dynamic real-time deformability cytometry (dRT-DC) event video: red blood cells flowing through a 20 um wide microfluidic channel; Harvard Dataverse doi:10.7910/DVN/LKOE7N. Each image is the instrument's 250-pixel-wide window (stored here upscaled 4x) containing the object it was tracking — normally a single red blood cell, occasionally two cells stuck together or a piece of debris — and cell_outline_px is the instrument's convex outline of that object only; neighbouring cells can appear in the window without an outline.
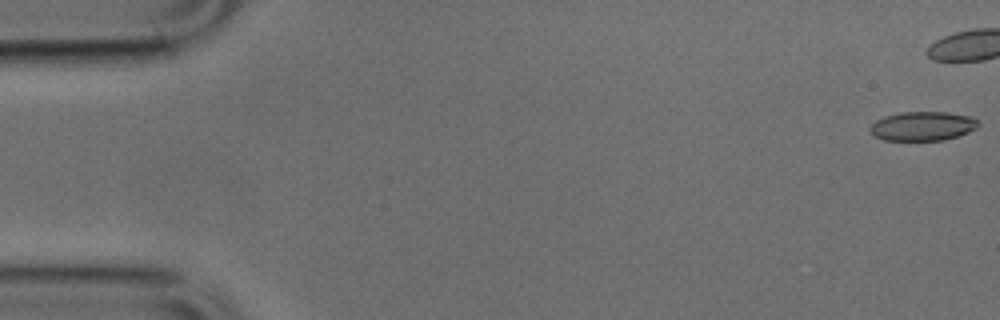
{"species": "common noctule bat (a hibernating species)", "species_latin": "Nyctalus noctula", "temperature_condition": "cold", "stored_images_in_passage": 46, "camera_frame_rate_fps": 3000, "um_per_image_px": 0.085, "animal": {"sex": "male", "body_mass_g": 17.9, "forearm_length_mm": 54.2}, "frame": {"image": 1, "passage_image": 1, "time_ms": 0.0, "image_size_px": [1000, 320], "cell_outline_px": [[980, 124], [976, 128], [968, 132], [944, 140], [884, 140], [876, 136], [872, 132], [872, 124], [876, 120], [884, 116], [900, 112], [948, 112], [972, 116], [980, 120]], "centroid_in_image_um": [78.49, 10.7], "position_along_channel_um": 6.5, "area_um2": 18.32}}
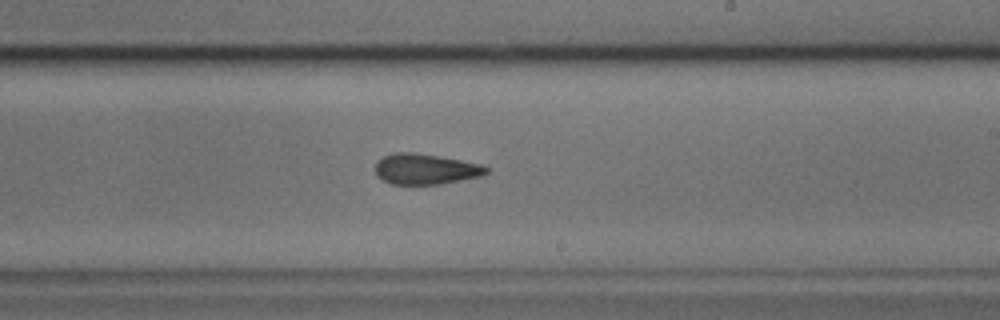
{"frame": {"image": 2, "passage_image": 25, "time_ms": 8.0, "image_size_px": [1000, 320], "cell_outline_px": [[488, 172], [480, 176], [440, 184], [392, 184], [376, 176], [376, 160], [392, 152], [416, 152], [460, 160], [480, 164], [488, 168]], "centroid_in_image_um": [36.12, 14.36], "position_along_channel_um": 252.9, "area_um2": 19.71}}
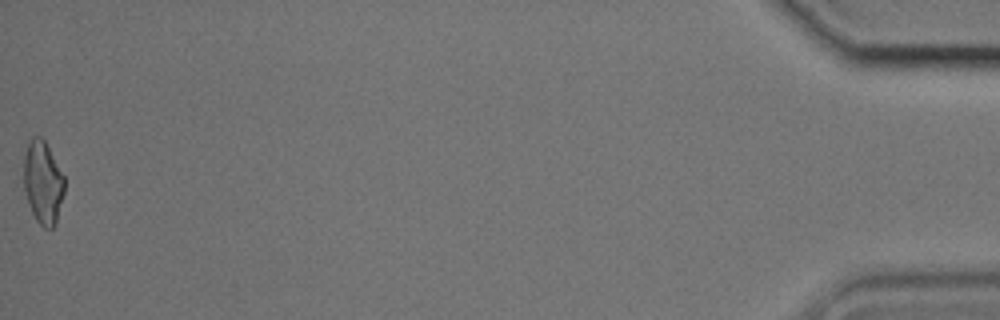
{"frame": {"image": 3, "passage_image": 46, "time_ms": 15.0, "image_size_px": [1000, 320], "cell_outline_px": [[64, 192], [56, 224], [52, 228], [44, 228], [36, 220], [28, 204], [24, 188], [24, 156], [28, 144], [32, 136], [40, 136], [44, 140], [64, 176]], "centroid_in_image_um": [3.64, 15.53], "position_along_channel_um": 431.6, "area_um2": 19.54}}